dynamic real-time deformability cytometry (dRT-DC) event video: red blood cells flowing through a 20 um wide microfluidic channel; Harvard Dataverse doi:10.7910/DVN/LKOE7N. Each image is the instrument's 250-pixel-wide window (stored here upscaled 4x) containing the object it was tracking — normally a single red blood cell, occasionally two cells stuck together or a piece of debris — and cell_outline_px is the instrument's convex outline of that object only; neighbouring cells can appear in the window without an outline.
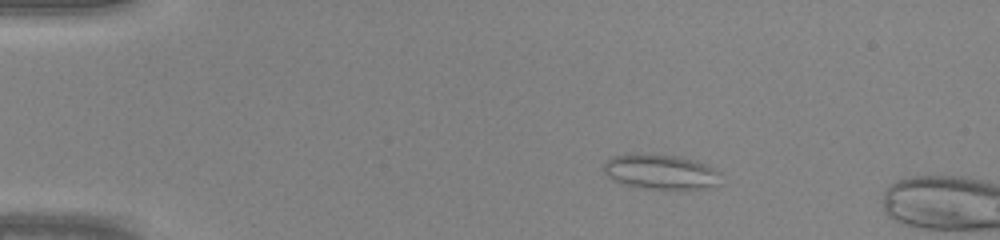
{"species": "common noctule bat (a hibernating species)", "species_latin": "Nyctalus noctula", "temperature_condition": "warm", "stored_images_in_passage": 39, "camera_frame_rate_fps": 3000, "um_per_image_px": 0.085, "animal": {"sex": "male", "body_mass_g": 20.0, "forearm_length_mm": 53.3}, "frame": {"image": 1, "passage_image": 1, "time_ms": 0.0, "image_size_px": [1000, 240], "cell_outline_px": [[720, 184], [708, 188], [648, 188], [624, 184], [612, 180], [604, 172], [604, 160], [612, 156], [628, 152], [636, 152], [680, 156], [696, 160], [708, 164], [720, 172]], "centroid_in_image_um": [56.14, 14.56], "position_along_channel_um": 28.9, "area_um2": 24.28}}
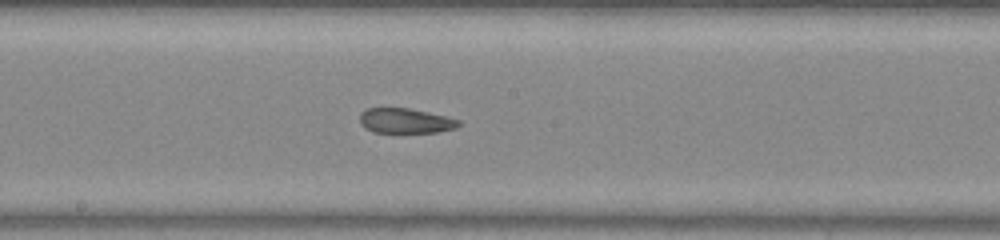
{"frame": {"image": 2, "passage_image": 18, "time_ms": 5.667, "image_size_px": [1000, 240], "cell_outline_px": [[460, 124], [456, 128], [436, 132], [372, 132], [364, 128], [360, 124], [360, 112], [368, 108], [408, 108], [428, 112], [460, 120]], "centroid_in_image_um": [34.42, 10.27], "position_along_channel_um": 213.8, "area_um2": 14.33}}
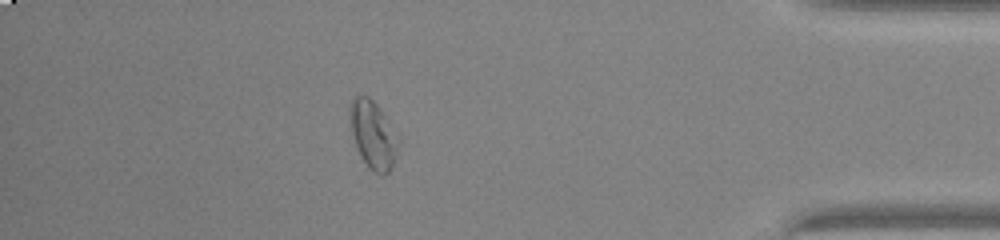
{"frame": {"image": 3, "passage_image": 33, "time_ms": 10.667, "image_size_px": [1000, 240], "cell_outline_px": [[400, 144], [392, 168], [384, 176], [380, 176], [368, 168], [360, 156], [356, 148], [352, 132], [348, 112], [348, 104], [356, 96], [368, 96], [380, 108], [400, 136]], "centroid_in_image_um": [31.73, 11.48], "position_along_channel_um": 403.5, "area_um2": 19.71}}